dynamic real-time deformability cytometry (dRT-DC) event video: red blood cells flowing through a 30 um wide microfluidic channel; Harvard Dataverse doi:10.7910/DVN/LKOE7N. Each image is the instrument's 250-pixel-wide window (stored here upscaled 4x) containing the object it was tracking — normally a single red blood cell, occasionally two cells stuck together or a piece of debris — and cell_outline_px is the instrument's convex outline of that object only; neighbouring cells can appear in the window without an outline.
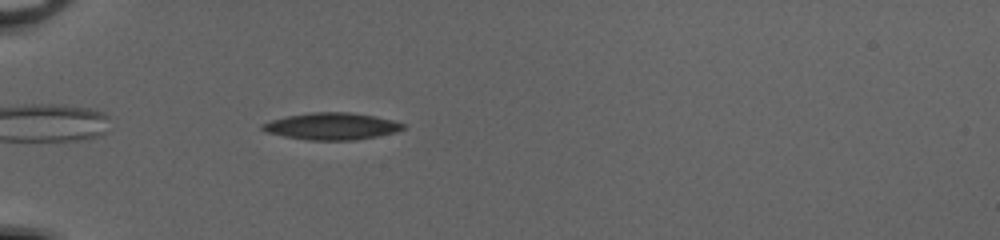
{"species": "common noctule bat (a hibernating species)", "species_latin": "Nyctalus noctula", "temperature_condition": "cold", "stored_images_in_passage": 39, "camera_frame_rate_fps": 3000, "um_per_image_px": 0.085, "animal": {"sex": "female", "body_mass_g": 20.0, "forearm_length_mm": 54.0}, "frame": {"image": 1, "passage_image": 4, "time_ms": 1.0, "image_size_px": [1000, 240], "cell_outline_px": [[404, 128], [396, 132], [380, 136], [356, 140], [308, 140], [284, 136], [268, 132], [260, 128], [260, 124], [272, 120], [288, 116], [312, 112], [348, 112], [372, 116], [392, 120], [404, 124]], "centroid_in_image_um": [28.2, 10.74], "position_along_channel_um": 56.8, "area_um2": 21.91}}
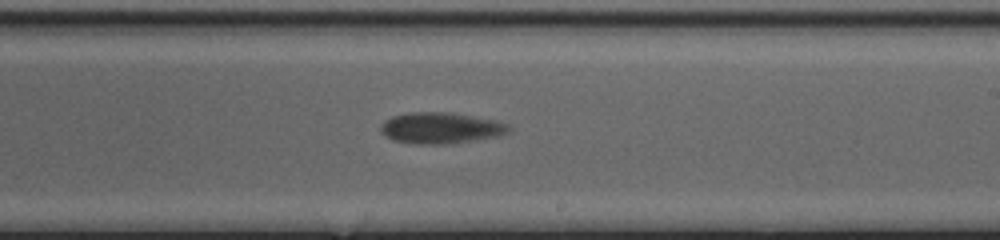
{"frame": {"image": 2, "passage_image": 20, "time_ms": 6.333, "image_size_px": [1000, 240], "cell_outline_px": [[512, 128], [508, 132], [500, 136], [448, 144], [416, 144], [392, 140], [384, 136], [380, 132], [380, 124], [384, 120], [392, 116], [408, 112], [448, 112], [500, 120], [508, 124]], "centroid_in_image_um": [37.46, 10.87], "position_along_channel_um": 251.5, "area_um2": 23.7}}
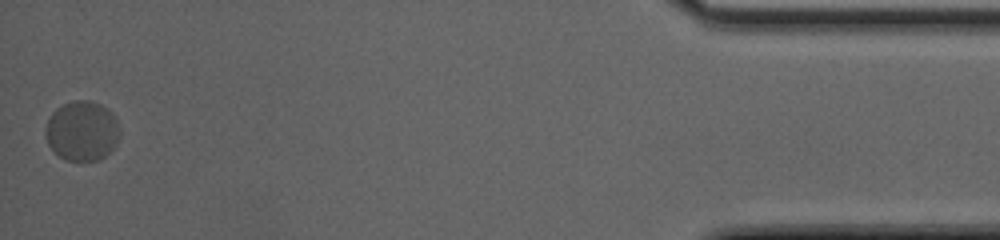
{"frame": {"image": 3, "passage_image": 39, "time_ms": 12.667, "image_size_px": [1000, 240], "cell_outline_px": [[120, 136], [116, 144], [100, 160], [80, 164], [68, 160], [60, 156], [48, 144], [44, 132], [44, 128], [52, 112], [56, 108], [64, 104], [76, 100], [88, 100], [100, 104], [108, 108], [112, 112], [120, 128]], "centroid_in_image_um": [6.98, 11.15], "position_along_channel_um": 428.2, "area_um2": 26.36}, "authors_computed_cell_mechanics": {"area_um2": 23.3512, "velocity_mm_per_s": 3.9817, "shape_relaxation_time_tau1_ms": 6.4966, "shape_relaxation_time_tau2_ms": null, "deformation_change_tau1": 0.1278, "deformation_change_tau2": null}}